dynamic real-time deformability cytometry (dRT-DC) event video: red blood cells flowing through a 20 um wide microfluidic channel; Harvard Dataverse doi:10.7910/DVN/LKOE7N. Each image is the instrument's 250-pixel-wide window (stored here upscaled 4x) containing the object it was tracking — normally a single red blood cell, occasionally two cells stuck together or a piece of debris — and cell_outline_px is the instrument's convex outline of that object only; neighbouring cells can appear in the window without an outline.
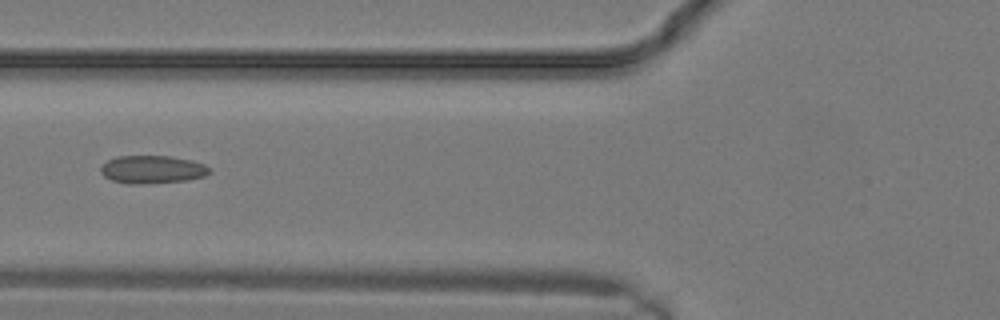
{"species": "common noctule bat (a hibernating species)", "species_latin": "Nyctalus noctula", "temperature_condition": "warm", "stored_images_in_passage": 11, "camera_frame_rate_fps": 3000, "um_per_image_px": 0.085, "animal": {"sex": "male", "body_mass_g": 19.2, "forearm_length_mm": 51.8}, "frame": {"image": 1, "passage_image": 10, "time_ms": 3.0, "image_size_px": [1000, 320], "cell_outline_px": [[212, 172], [204, 176], [188, 180], [136, 184], [128, 184], [112, 180], [104, 176], [100, 172], [100, 168], [108, 160], [116, 156], [172, 156], [192, 160], [204, 164], [212, 168]], "centroid_in_image_um": [12.98, 14.4], "position_along_channel_um": 112.8, "area_um2": 17.8}}